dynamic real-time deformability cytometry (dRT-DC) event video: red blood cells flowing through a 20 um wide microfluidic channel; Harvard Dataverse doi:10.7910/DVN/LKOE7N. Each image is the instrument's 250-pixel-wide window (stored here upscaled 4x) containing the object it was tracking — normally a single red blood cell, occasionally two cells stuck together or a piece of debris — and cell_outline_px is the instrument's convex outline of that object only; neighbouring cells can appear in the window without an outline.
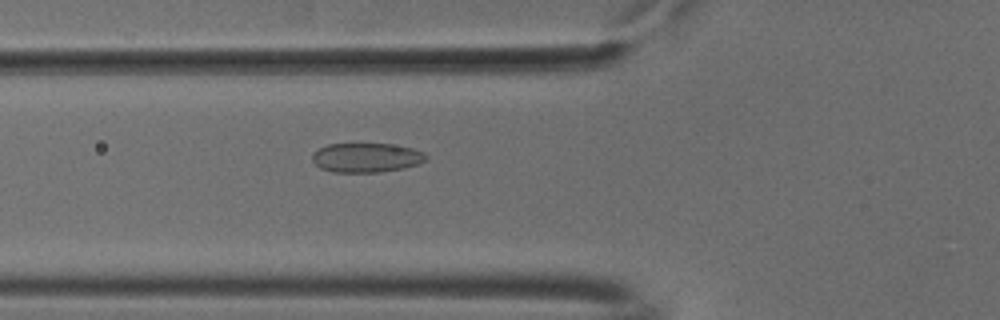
{"species": "common noctule bat (a hibernating species)", "species_latin": "Nyctalus noctula", "temperature_condition": "cold", "stored_images_in_passage": 54, "camera_frame_rate_fps": 3000, "um_per_image_px": 0.085, "animal": {"sex": "male", "body_mass_g": 18.8}, "frame": {"image": 1, "passage_image": 20, "time_ms": 6.333, "image_size_px": [1000, 320], "cell_outline_px": [[428, 160], [420, 164], [404, 168], [380, 172], [332, 172], [320, 168], [312, 160], [312, 152], [328, 144], [392, 144], [412, 148], [424, 152], [428, 156]], "centroid_in_image_um": [31.17, 13.4], "position_along_channel_um": 94.6, "area_um2": 19.65}}
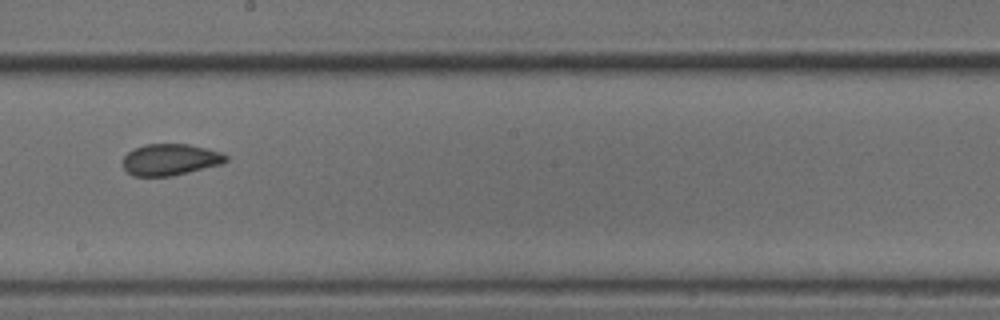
{"frame": {"image": 2, "passage_image": 31, "time_ms": 10.0, "image_size_px": [1000, 320], "cell_outline_px": [[228, 160], [220, 164], [172, 176], [132, 176], [124, 168], [124, 156], [132, 148], [144, 144], [188, 144], [208, 148], [220, 152], [228, 156]], "centroid_in_image_um": [14.46, 13.55], "position_along_channel_um": 233.7, "area_um2": 18.9}}
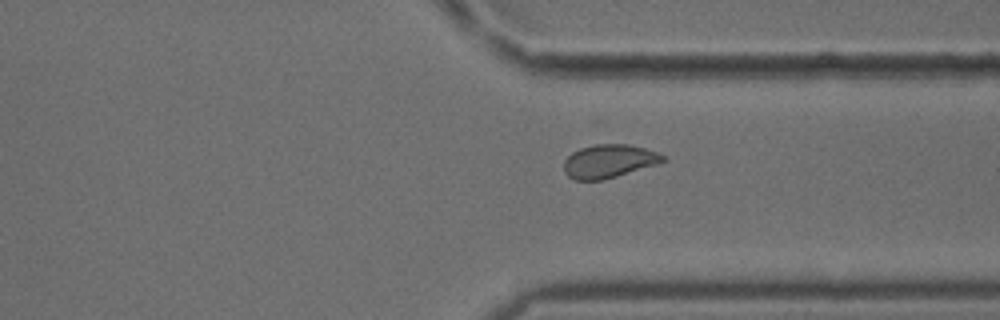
{"frame": {"image": 3, "passage_image": 41, "time_ms": 13.333, "image_size_px": [1000, 320], "cell_outline_px": [[668, 160], [656, 164], [604, 180], [576, 180], [568, 176], [564, 172], [564, 160], [572, 152], [580, 148], [596, 144], [628, 144], [644, 148], [656, 152], [664, 156]], "centroid_in_image_um": [51.74, 13.7], "position_along_channel_um": 359.7, "area_um2": 19.19}, "authors_computed_cell_mechanics": {"area_um2": 19.5653, "velocity_mm_per_s": 3.7763, "shape_relaxation_time_tau1_ms": null, "shape_relaxation_time_tau2_ms": 1.0016, "deformation_change_tau1": null, "deformation_change_tau2": 0.0594}}